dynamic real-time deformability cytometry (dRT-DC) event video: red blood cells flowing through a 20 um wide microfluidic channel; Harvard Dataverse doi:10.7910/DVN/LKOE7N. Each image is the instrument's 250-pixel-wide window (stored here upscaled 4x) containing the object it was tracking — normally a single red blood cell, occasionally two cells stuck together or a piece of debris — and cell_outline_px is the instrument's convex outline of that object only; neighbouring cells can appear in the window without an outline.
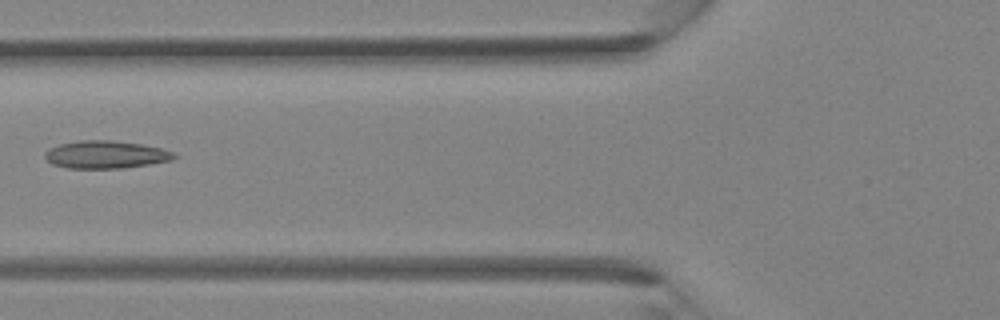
{"species": "Egyptian fruit bat (a non-hibernating species)", "species_latin": "Rousettus aegyptiacus", "temperature_condition": "room temperature", "stored_images_in_passage": 28, "camera_frame_rate_fps": 3000, "um_per_image_px": 0.085, "animal": {"sex": "female"}, "frame": {"image": 1, "passage_image": 4, "time_ms": 1.0, "image_size_px": [1000, 320], "cell_outline_px": [[180, 156], [172, 160], [152, 164], [120, 168], [68, 168], [52, 164], [44, 156], [44, 152], [48, 148], [60, 144], [80, 140], [112, 140], [140, 144], [160, 148], [172, 152]], "centroid_in_image_um": [8.99, 13.14], "position_along_channel_um": 116.8, "area_um2": 20.87}}
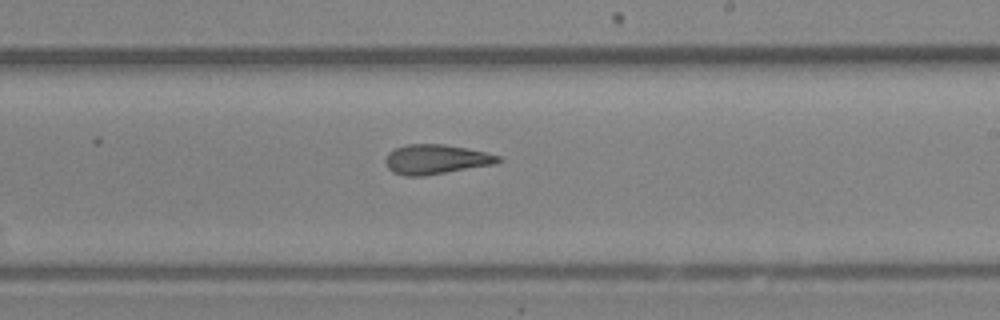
{"frame": {"image": 2, "passage_image": 12, "time_ms": 3.667, "image_size_px": [1000, 320], "cell_outline_px": [[504, 160], [496, 164], [424, 176], [404, 176], [392, 172], [388, 168], [384, 160], [388, 152], [396, 148], [408, 144], [444, 144], [468, 148], [488, 152], [500, 156]], "centroid_in_image_um": [37.09, 13.54], "position_along_channel_um": 251.9, "area_um2": 19.77}}
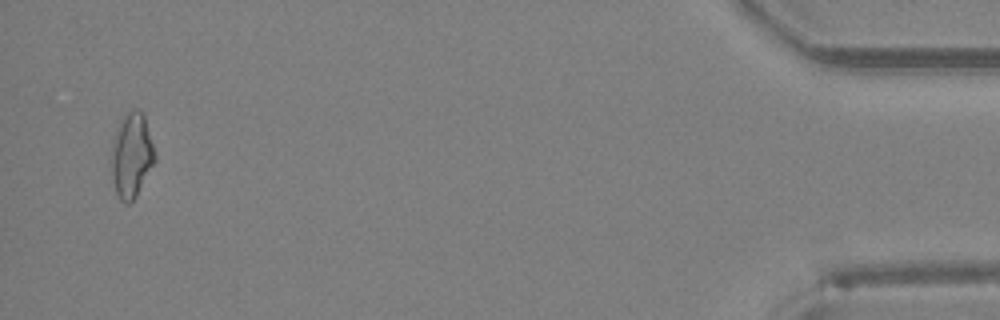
{"frame": {"image": 3, "passage_image": 27, "time_ms": 8.667, "image_size_px": [1000, 320], "cell_outline_px": [[156, 160], [136, 196], [128, 204], [124, 204], [120, 200], [116, 192], [112, 180], [112, 140], [116, 128], [120, 120], [132, 108], [140, 108], [144, 116], [156, 152]], "centroid_in_image_um": [11.19, 13.18], "position_along_channel_um": 424.0, "area_um2": 21.62}}